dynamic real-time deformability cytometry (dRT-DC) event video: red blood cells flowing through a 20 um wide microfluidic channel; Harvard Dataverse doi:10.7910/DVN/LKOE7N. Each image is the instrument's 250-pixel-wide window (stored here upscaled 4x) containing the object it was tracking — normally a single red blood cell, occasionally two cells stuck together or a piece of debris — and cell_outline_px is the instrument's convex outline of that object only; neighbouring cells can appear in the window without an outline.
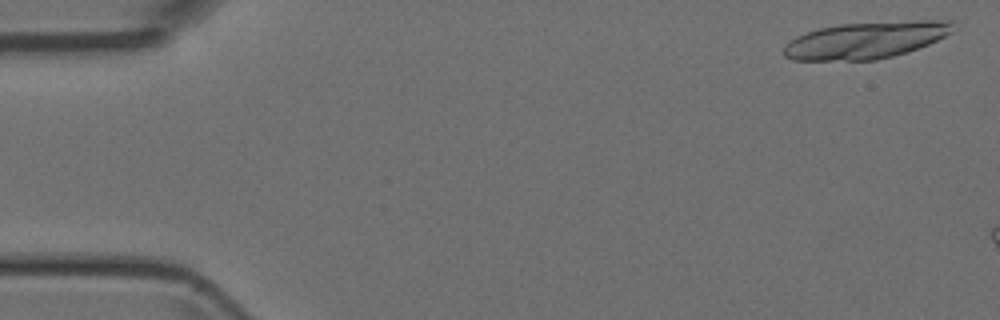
{"species": "Egyptian fruit bat (a non-hibernating species)", "species_latin": "Rousettus aegyptiacus", "temperature_condition": "room temperature", "stored_images_in_passage": 8, "camera_frame_rate_fps": 3000, "um_per_image_px": 0.085, "animal": {"sex": "female"}, "frame": {"image": 1, "passage_image": 2, "time_ms": 0.333, "image_size_px": [1000, 320], "cell_outline_px": [[956, 28], [952, 32], [928, 44], [892, 56], [876, 60], [792, 60], [784, 56], [784, 44], [796, 36], [820, 28], [840, 24], [920, 20], [952, 20]], "centroid_in_image_um": [73.6, 3.41], "position_along_channel_um": 11.4, "area_um2": 36.13}}